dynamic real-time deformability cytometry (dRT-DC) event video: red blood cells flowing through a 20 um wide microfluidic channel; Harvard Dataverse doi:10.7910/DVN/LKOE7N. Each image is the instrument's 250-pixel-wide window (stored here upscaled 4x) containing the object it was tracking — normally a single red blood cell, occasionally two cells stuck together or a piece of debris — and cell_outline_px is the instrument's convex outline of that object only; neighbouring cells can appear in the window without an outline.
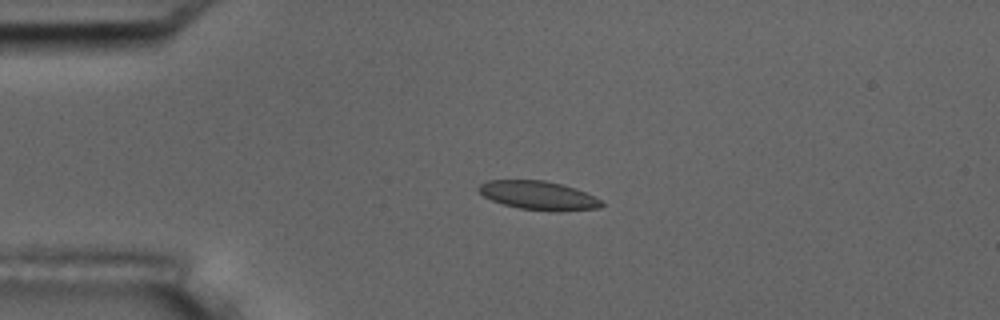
{"species": "common noctule bat (a hibernating species)", "species_latin": "Nyctalus noctula", "temperature_condition": "room temperature", "stored_images_in_passage": 4, "camera_frame_rate_fps": 3000, "um_per_image_px": 0.085, "animal": {"sex": "male", "body_mass_g": 17.5, "forearm_length_mm": 52.3}, "frame": {"image": 1, "passage_image": 3, "time_ms": 3.333, "image_size_px": [1000, 320], "cell_outline_px": [[604, 204], [600, 208], [560, 212], [556, 212], [520, 208], [504, 204], [492, 200], [484, 196], [476, 188], [480, 184], [488, 180], [544, 180], [576, 188], [600, 200]], "centroid_in_image_um": [45.77, 16.62], "position_along_channel_um": 39.2, "area_um2": 20.52}}